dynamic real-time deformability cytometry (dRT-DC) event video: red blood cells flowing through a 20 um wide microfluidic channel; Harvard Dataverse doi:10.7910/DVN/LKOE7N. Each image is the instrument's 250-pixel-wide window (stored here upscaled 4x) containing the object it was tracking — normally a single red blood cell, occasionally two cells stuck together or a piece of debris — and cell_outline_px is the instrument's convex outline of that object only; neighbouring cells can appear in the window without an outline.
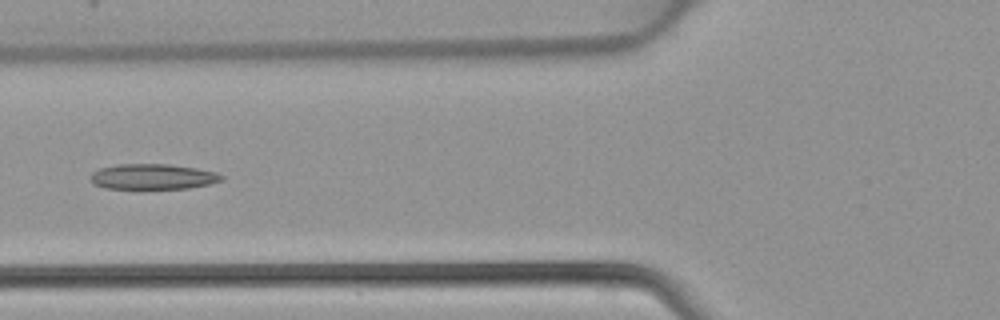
{"species": "common noctule bat (a hibernating species)", "species_latin": "Nyctalus noctula", "temperature_condition": "warm", "stored_images_in_passage": 4, "camera_frame_rate_fps": 3000, "um_per_image_px": 0.085, "animal": {"sex": "female", "body_mass_g": 22.7, "forearm_length_mm": 54.2}, "frame": {"image": 1, "passage_image": 4, "time_ms": 1.0, "image_size_px": [1000, 320], "cell_outline_px": [[224, 180], [208, 184], [188, 188], [104, 188], [92, 184], [92, 172], [100, 168], [116, 164], [168, 164], [196, 168], [216, 172], [224, 176]], "centroid_in_image_um": [12.99, 15.01], "position_along_channel_um": 112.8, "area_um2": 19.31}}